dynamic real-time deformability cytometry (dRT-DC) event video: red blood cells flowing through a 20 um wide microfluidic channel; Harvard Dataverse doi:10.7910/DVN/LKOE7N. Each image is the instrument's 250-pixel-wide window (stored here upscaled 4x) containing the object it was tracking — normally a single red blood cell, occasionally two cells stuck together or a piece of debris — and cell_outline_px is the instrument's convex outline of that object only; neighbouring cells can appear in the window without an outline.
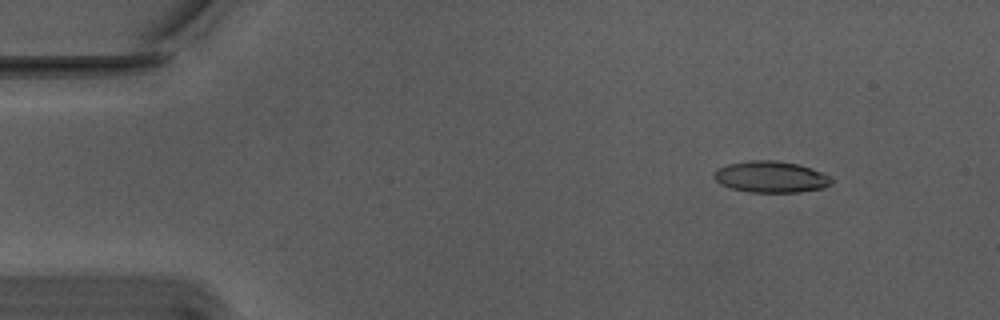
{"species": "Egyptian fruit bat (a non-hibernating species)", "species_latin": "Rousettus aegyptiacus", "temperature_condition": "warm", "stored_images_in_passage": 51, "camera_frame_rate_fps": 3000, "um_per_image_px": 0.085, "animal": {"sex": "male"}, "frame": {"image": 1, "passage_image": 2, "time_ms": 0.333, "image_size_px": [1000, 320], "cell_outline_px": [[832, 184], [824, 188], [796, 192], [748, 192], [732, 188], [720, 184], [712, 176], [712, 172], [716, 168], [728, 164], [752, 160], [772, 160], [800, 164], [832, 176]], "centroid_in_image_um": [65.52, 15.03], "position_along_channel_um": 19.5, "area_um2": 21.68}}
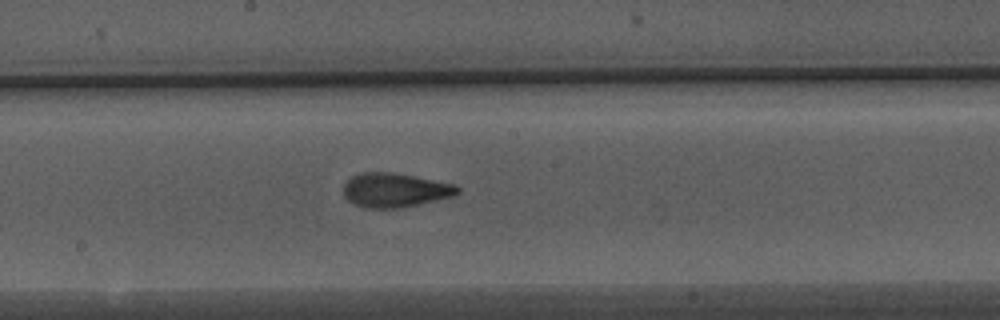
{"frame": {"image": 2, "passage_image": 25, "time_ms": 8.0, "image_size_px": [1000, 320], "cell_outline_px": [[460, 192], [452, 196], [400, 208], [364, 208], [352, 204], [344, 196], [344, 184], [352, 176], [360, 172], [388, 172], [412, 176], [456, 184], [460, 188]], "centroid_in_image_um": [33.54, 16.16], "position_along_channel_um": 214.7, "area_um2": 22.6}}
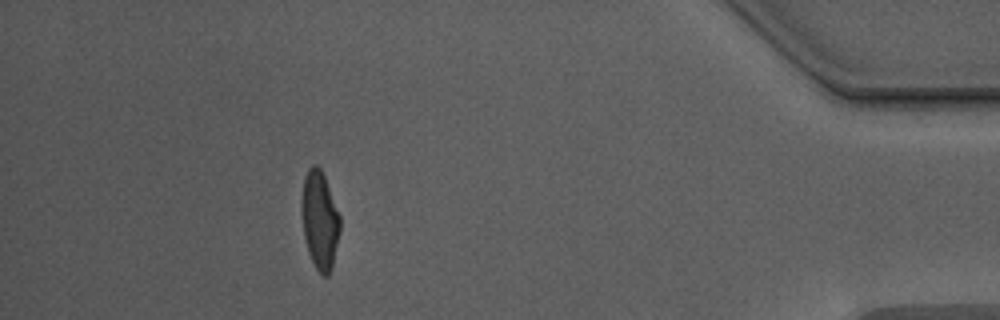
{"frame": {"image": 3, "passage_image": 45, "time_ms": 14.667, "image_size_px": [1000, 320], "cell_outline_px": [[340, 232], [332, 268], [328, 276], [324, 276], [316, 268], [308, 252], [304, 236], [300, 212], [300, 204], [304, 176], [308, 168], [312, 164], [316, 164], [320, 168], [324, 176], [340, 216]], "centroid_in_image_um": [27.16, 18.69], "position_along_channel_um": 408.0, "area_um2": 22.14}, "authors_computed_cell_mechanics": {"area_um2": 22.1952, "velocity_mm_per_s": 3.7501, "shape_relaxation_time_tau1_ms": 5.5454, "shape_relaxation_time_tau2_ms": 0.9836, "deformation_change_tau1": 0.2198, "deformation_change_tau2": 0.089}}